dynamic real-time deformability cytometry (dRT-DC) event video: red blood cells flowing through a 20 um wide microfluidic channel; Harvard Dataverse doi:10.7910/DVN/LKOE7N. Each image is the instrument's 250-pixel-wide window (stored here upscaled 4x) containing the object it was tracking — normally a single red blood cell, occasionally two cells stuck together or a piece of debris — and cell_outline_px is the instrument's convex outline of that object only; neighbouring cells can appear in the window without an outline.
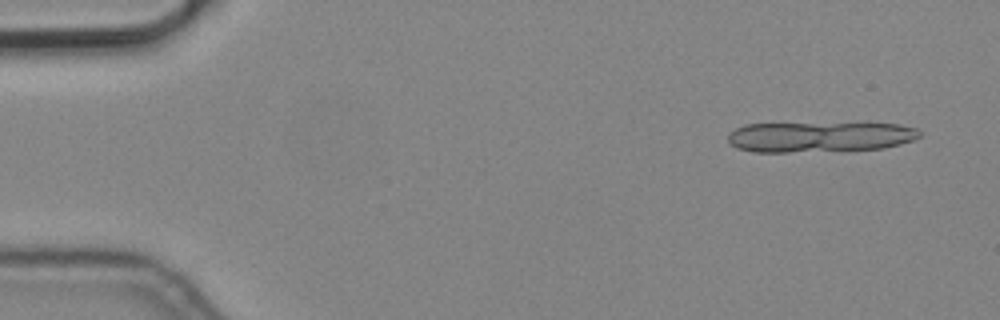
{"species": "common noctule bat (a hibernating species)", "species_latin": "Nyctalus noctula", "temperature_condition": "cold", "stored_images_in_passage": 8, "camera_frame_rate_fps": 3000, "um_per_image_px": 0.085, "animal": {"sex": "male", "body_mass_g": 19.2, "forearm_length_mm": 51.8}, "frame": {"image": 1, "passage_image": 1, "time_ms": 0.0, "image_size_px": [1000, 320], "cell_outline_px": [[920, 136], [912, 140], [900, 144], [884, 148], [840, 152], [752, 152], [736, 148], [728, 140], [728, 132], [744, 124], [900, 124], [916, 128], [920, 132]], "centroid_in_image_um": [69.66, 11.66], "position_along_channel_um": 15.3, "area_um2": 34.28}}
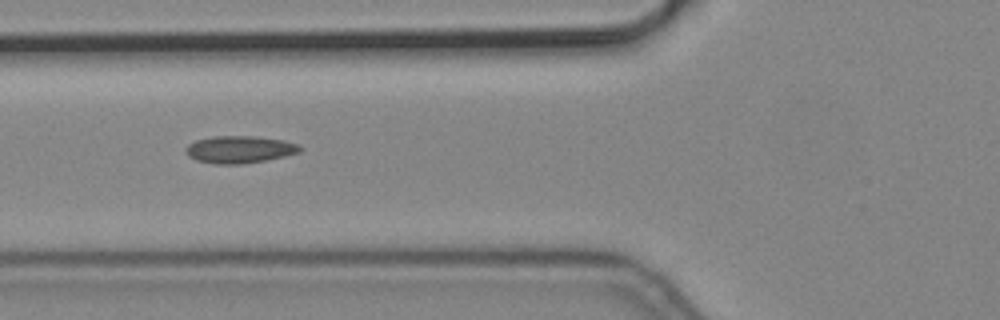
{"frame": {"image": 2, "passage_image": 6, "time_ms": 1.667, "image_size_px": [1000, 320], "cell_outline_px": [[304, 148], [300, 152], [284, 156], [264, 160], [240, 164], [212, 164], [196, 160], [188, 156], [184, 152], [184, 148], [188, 144], [196, 140], [212, 136], [256, 136], [284, 140], [300, 144]], "centroid_in_image_um": [20.35, 12.7], "position_along_channel_um": 105.4, "area_um2": 18.38}}
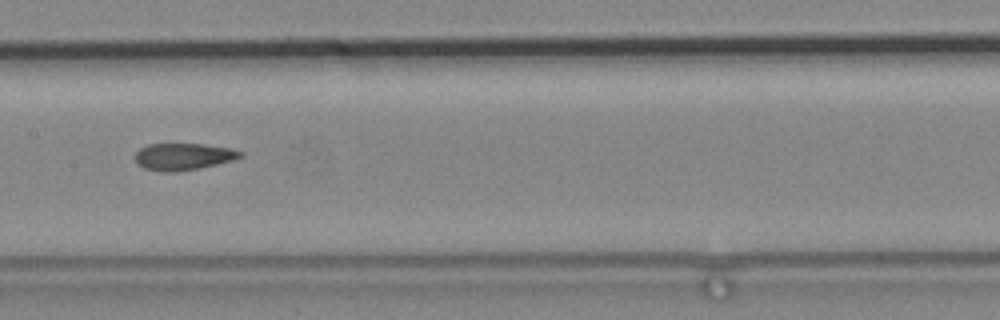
{"frame": {"image": 3, "passage_image": 8, "time_ms": 2.333, "image_size_px": [1000, 320], "cell_outline_px": [[244, 156], [236, 160], [200, 168], [172, 172], [164, 172], [144, 168], [136, 164], [136, 152], [140, 148], [148, 144], [204, 144], [232, 148], [244, 152]], "centroid_in_image_um": [15.64, 13.31], "position_along_channel_um": 191.8, "area_um2": 16.7}}